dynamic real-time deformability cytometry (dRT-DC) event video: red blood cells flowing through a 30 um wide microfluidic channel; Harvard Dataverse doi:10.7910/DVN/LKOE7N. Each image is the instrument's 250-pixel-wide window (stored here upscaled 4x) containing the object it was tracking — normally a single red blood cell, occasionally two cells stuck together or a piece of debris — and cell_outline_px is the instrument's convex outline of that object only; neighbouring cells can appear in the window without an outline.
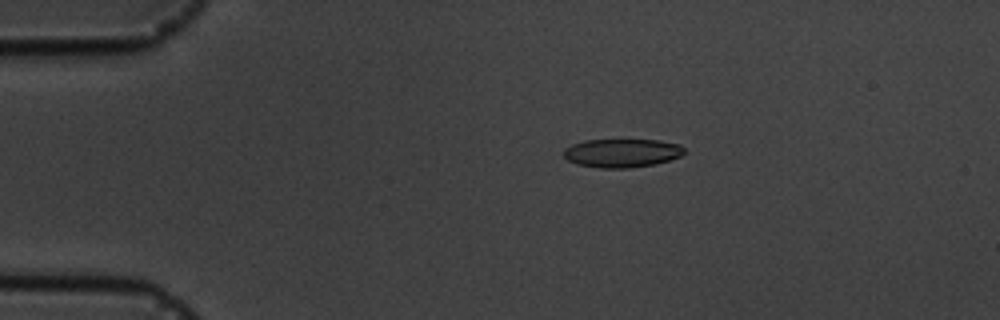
{"species": "common noctule bat (a hibernating species)", "species_latin": "Nyctalus noctula", "temperature_condition": "cold", "stored_images_in_passage": 16, "camera_frame_rate_fps": 3000, "um_per_image_px": 0.085, "animal": {"sex": "male", "body_mass_g": 19.5, "forearm_length_mm": 54.6}, "frame": {"image": 1, "passage_image": 4, "time_ms": 3.333, "image_size_px": [1000, 320], "cell_outline_px": [[684, 152], [680, 156], [656, 164], [632, 168], [600, 168], [576, 164], [568, 160], [564, 156], [564, 148], [572, 144], [584, 140], [656, 140], [680, 144], [684, 148]], "centroid_in_image_um": [52.85, 13.01], "position_along_channel_um": 32.2, "area_um2": 20.11}}
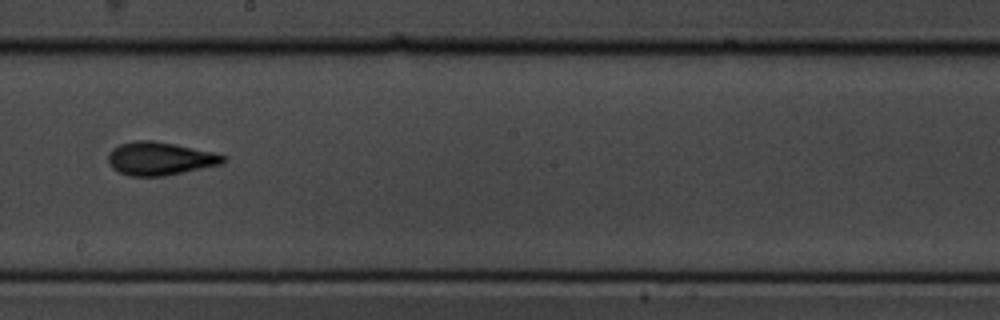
{"frame": {"image": 2, "passage_image": 10, "time_ms": 10.333, "image_size_px": [1000, 320], "cell_outline_px": [[228, 160], [224, 164], [168, 176], [128, 176], [112, 168], [108, 160], [108, 156], [112, 148], [120, 144], [136, 140], [152, 140], [176, 144], [216, 152], [228, 156]], "centroid_in_image_um": [13.68, 13.48], "position_along_channel_um": 234.5, "area_um2": 22.77}}
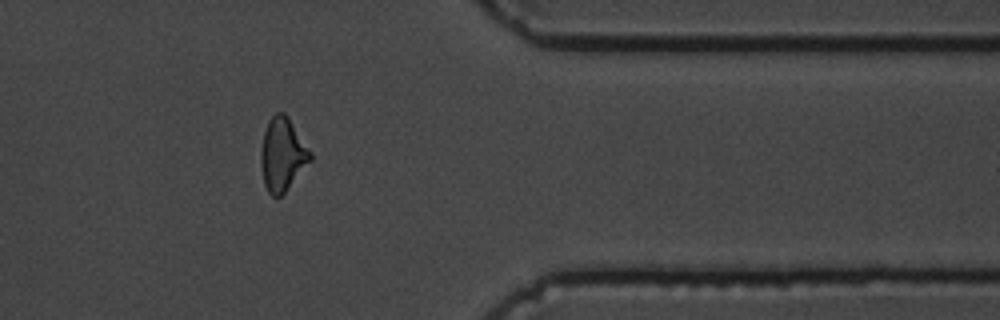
{"frame": {"image": 3, "passage_image": 14, "time_ms": 15.0, "image_size_px": [1000, 320], "cell_outline_px": [[312, 160], [284, 192], [280, 196], [272, 196], [268, 192], [264, 184], [260, 164], [260, 152], [264, 132], [268, 120], [276, 112], [284, 112], [288, 116], [312, 152]], "centroid_in_image_um": [24.01, 13.11], "position_along_channel_um": 387.4, "area_um2": 21.15}, "authors_computed_cell_mechanics": {"area_um2": 20.8947, "velocity_mm_per_s": 3.5903, "shape_relaxation_time_tau1_ms": 2.8581, "shape_relaxation_time_tau2_ms": 1.8351, "deformation_change_tau1": 0.1108, "deformation_change_tau2": 0.0557}}